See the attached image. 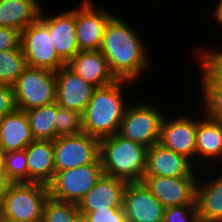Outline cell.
Returning a JSON list of instances; mask_svg holds the SVG:
<instances>
[{
  "instance_id": "1",
  "label": "cell",
  "mask_w": 222,
  "mask_h": 222,
  "mask_svg": "<svg viewBox=\"0 0 222 222\" xmlns=\"http://www.w3.org/2000/svg\"><path fill=\"white\" fill-rule=\"evenodd\" d=\"M137 33L115 15L106 25L100 52L117 79L135 81L150 64L147 47Z\"/></svg>"
},
{
  "instance_id": "2",
  "label": "cell",
  "mask_w": 222,
  "mask_h": 222,
  "mask_svg": "<svg viewBox=\"0 0 222 222\" xmlns=\"http://www.w3.org/2000/svg\"><path fill=\"white\" fill-rule=\"evenodd\" d=\"M127 82L131 81L118 79L110 85L95 89L90 102L81 114L83 133L100 140L119 132L127 109L123 99L122 84Z\"/></svg>"
},
{
  "instance_id": "3",
  "label": "cell",
  "mask_w": 222,
  "mask_h": 222,
  "mask_svg": "<svg viewBox=\"0 0 222 222\" xmlns=\"http://www.w3.org/2000/svg\"><path fill=\"white\" fill-rule=\"evenodd\" d=\"M147 147L118 133L100 139L99 158L104 175L140 182L146 171Z\"/></svg>"
},
{
  "instance_id": "4",
  "label": "cell",
  "mask_w": 222,
  "mask_h": 222,
  "mask_svg": "<svg viewBox=\"0 0 222 222\" xmlns=\"http://www.w3.org/2000/svg\"><path fill=\"white\" fill-rule=\"evenodd\" d=\"M48 197L49 188L44 183H12L0 206V214L17 222H42Z\"/></svg>"
},
{
  "instance_id": "5",
  "label": "cell",
  "mask_w": 222,
  "mask_h": 222,
  "mask_svg": "<svg viewBox=\"0 0 222 222\" xmlns=\"http://www.w3.org/2000/svg\"><path fill=\"white\" fill-rule=\"evenodd\" d=\"M17 109L28 111L56 102V72L28 66L12 85Z\"/></svg>"
},
{
  "instance_id": "6",
  "label": "cell",
  "mask_w": 222,
  "mask_h": 222,
  "mask_svg": "<svg viewBox=\"0 0 222 222\" xmlns=\"http://www.w3.org/2000/svg\"><path fill=\"white\" fill-rule=\"evenodd\" d=\"M104 174L100 158L92 164L55 171L48 184L49 196L58 201L79 204Z\"/></svg>"
},
{
  "instance_id": "7",
  "label": "cell",
  "mask_w": 222,
  "mask_h": 222,
  "mask_svg": "<svg viewBox=\"0 0 222 222\" xmlns=\"http://www.w3.org/2000/svg\"><path fill=\"white\" fill-rule=\"evenodd\" d=\"M164 117L161 110L147 103L129 106L121 121L118 134L149 148L160 141Z\"/></svg>"
},
{
  "instance_id": "8",
  "label": "cell",
  "mask_w": 222,
  "mask_h": 222,
  "mask_svg": "<svg viewBox=\"0 0 222 222\" xmlns=\"http://www.w3.org/2000/svg\"><path fill=\"white\" fill-rule=\"evenodd\" d=\"M20 46L30 67L57 72L66 66L53 46L49 29L39 19L21 31Z\"/></svg>"
},
{
  "instance_id": "9",
  "label": "cell",
  "mask_w": 222,
  "mask_h": 222,
  "mask_svg": "<svg viewBox=\"0 0 222 222\" xmlns=\"http://www.w3.org/2000/svg\"><path fill=\"white\" fill-rule=\"evenodd\" d=\"M55 171H65L95 163L99 159L100 140L86 133L60 136L53 140Z\"/></svg>"
},
{
  "instance_id": "10",
  "label": "cell",
  "mask_w": 222,
  "mask_h": 222,
  "mask_svg": "<svg viewBox=\"0 0 222 222\" xmlns=\"http://www.w3.org/2000/svg\"><path fill=\"white\" fill-rule=\"evenodd\" d=\"M196 173L186 177L144 176L142 182L165 207L196 204Z\"/></svg>"
},
{
  "instance_id": "11",
  "label": "cell",
  "mask_w": 222,
  "mask_h": 222,
  "mask_svg": "<svg viewBox=\"0 0 222 222\" xmlns=\"http://www.w3.org/2000/svg\"><path fill=\"white\" fill-rule=\"evenodd\" d=\"M91 2L84 0L76 8V39L80 51L100 50L106 25L114 16L95 9Z\"/></svg>"
},
{
  "instance_id": "12",
  "label": "cell",
  "mask_w": 222,
  "mask_h": 222,
  "mask_svg": "<svg viewBox=\"0 0 222 222\" xmlns=\"http://www.w3.org/2000/svg\"><path fill=\"white\" fill-rule=\"evenodd\" d=\"M123 207L127 222H163L165 207L140 182H128Z\"/></svg>"
},
{
  "instance_id": "13",
  "label": "cell",
  "mask_w": 222,
  "mask_h": 222,
  "mask_svg": "<svg viewBox=\"0 0 222 222\" xmlns=\"http://www.w3.org/2000/svg\"><path fill=\"white\" fill-rule=\"evenodd\" d=\"M39 20L49 29L53 46L67 64L80 50L76 39V7L59 15H44Z\"/></svg>"
},
{
  "instance_id": "14",
  "label": "cell",
  "mask_w": 222,
  "mask_h": 222,
  "mask_svg": "<svg viewBox=\"0 0 222 222\" xmlns=\"http://www.w3.org/2000/svg\"><path fill=\"white\" fill-rule=\"evenodd\" d=\"M56 81L57 105L82 114L90 102L96 87L83 80L67 66L61 67L56 72Z\"/></svg>"
},
{
  "instance_id": "15",
  "label": "cell",
  "mask_w": 222,
  "mask_h": 222,
  "mask_svg": "<svg viewBox=\"0 0 222 222\" xmlns=\"http://www.w3.org/2000/svg\"><path fill=\"white\" fill-rule=\"evenodd\" d=\"M196 130L197 120L188 116H179L174 120L164 117L159 143L192 162L196 155Z\"/></svg>"
},
{
  "instance_id": "16",
  "label": "cell",
  "mask_w": 222,
  "mask_h": 222,
  "mask_svg": "<svg viewBox=\"0 0 222 222\" xmlns=\"http://www.w3.org/2000/svg\"><path fill=\"white\" fill-rule=\"evenodd\" d=\"M192 164L187 157L156 143L147 149L144 176L186 177L194 171Z\"/></svg>"
},
{
  "instance_id": "17",
  "label": "cell",
  "mask_w": 222,
  "mask_h": 222,
  "mask_svg": "<svg viewBox=\"0 0 222 222\" xmlns=\"http://www.w3.org/2000/svg\"><path fill=\"white\" fill-rule=\"evenodd\" d=\"M126 181L102 175L95 186L79 202L78 207L84 216L87 212L123 207Z\"/></svg>"
},
{
  "instance_id": "18",
  "label": "cell",
  "mask_w": 222,
  "mask_h": 222,
  "mask_svg": "<svg viewBox=\"0 0 222 222\" xmlns=\"http://www.w3.org/2000/svg\"><path fill=\"white\" fill-rule=\"evenodd\" d=\"M66 66L96 88L118 80L100 50L79 51Z\"/></svg>"
},
{
  "instance_id": "19",
  "label": "cell",
  "mask_w": 222,
  "mask_h": 222,
  "mask_svg": "<svg viewBox=\"0 0 222 222\" xmlns=\"http://www.w3.org/2000/svg\"><path fill=\"white\" fill-rule=\"evenodd\" d=\"M28 182L48 185L55 175L54 146L50 140H33L26 148Z\"/></svg>"
},
{
  "instance_id": "20",
  "label": "cell",
  "mask_w": 222,
  "mask_h": 222,
  "mask_svg": "<svg viewBox=\"0 0 222 222\" xmlns=\"http://www.w3.org/2000/svg\"><path fill=\"white\" fill-rule=\"evenodd\" d=\"M33 140L25 111L16 109L0 117V148L5 153L23 150Z\"/></svg>"
},
{
  "instance_id": "21",
  "label": "cell",
  "mask_w": 222,
  "mask_h": 222,
  "mask_svg": "<svg viewBox=\"0 0 222 222\" xmlns=\"http://www.w3.org/2000/svg\"><path fill=\"white\" fill-rule=\"evenodd\" d=\"M41 10L38 0H0V27L21 32L39 19Z\"/></svg>"
},
{
  "instance_id": "22",
  "label": "cell",
  "mask_w": 222,
  "mask_h": 222,
  "mask_svg": "<svg viewBox=\"0 0 222 222\" xmlns=\"http://www.w3.org/2000/svg\"><path fill=\"white\" fill-rule=\"evenodd\" d=\"M209 182L196 184V207L200 222H222V173Z\"/></svg>"
},
{
  "instance_id": "23",
  "label": "cell",
  "mask_w": 222,
  "mask_h": 222,
  "mask_svg": "<svg viewBox=\"0 0 222 222\" xmlns=\"http://www.w3.org/2000/svg\"><path fill=\"white\" fill-rule=\"evenodd\" d=\"M205 117L197 121L196 155L203 159L222 157V122Z\"/></svg>"
},
{
  "instance_id": "24",
  "label": "cell",
  "mask_w": 222,
  "mask_h": 222,
  "mask_svg": "<svg viewBox=\"0 0 222 222\" xmlns=\"http://www.w3.org/2000/svg\"><path fill=\"white\" fill-rule=\"evenodd\" d=\"M34 140L56 139V123H58L57 103L37 107L25 111Z\"/></svg>"
},
{
  "instance_id": "25",
  "label": "cell",
  "mask_w": 222,
  "mask_h": 222,
  "mask_svg": "<svg viewBox=\"0 0 222 222\" xmlns=\"http://www.w3.org/2000/svg\"><path fill=\"white\" fill-rule=\"evenodd\" d=\"M202 93L207 116L222 122V82L216 81L202 66Z\"/></svg>"
},
{
  "instance_id": "26",
  "label": "cell",
  "mask_w": 222,
  "mask_h": 222,
  "mask_svg": "<svg viewBox=\"0 0 222 222\" xmlns=\"http://www.w3.org/2000/svg\"><path fill=\"white\" fill-rule=\"evenodd\" d=\"M27 67L21 47L0 51V83L12 86Z\"/></svg>"
},
{
  "instance_id": "27",
  "label": "cell",
  "mask_w": 222,
  "mask_h": 222,
  "mask_svg": "<svg viewBox=\"0 0 222 222\" xmlns=\"http://www.w3.org/2000/svg\"><path fill=\"white\" fill-rule=\"evenodd\" d=\"M81 216L78 204L58 201L49 196L43 208L42 222H79Z\"/></svg>"
},
{
  "instance_id": "28",
  "label": "cell",
  "mask_w": 222,
  "mask_h": 222,
  "mask_svg": "<svg viewBox=\"0 0 222 222\" xmlns=\"http://www.w3.org/2000/svg\"><path fill=\"white\" fill-rule=\"evenodd\" d=\"M5 173L13 183L28 182L26 150L6 152Z\"/></svg>"
},
{
  "instance_id": "29",
  "label": "cell",
  "mask_w": 222,
  "mask_h": 222,
  "mask_svg": "<svg viewBox=\"0 0 222 222\" xmlns=\"http://www.w3.org/2000/svg\"><path fill=\"white\" fill-rule=\"evenodd\" d=\"M58 123H56V138L76 135L83 132L81 114L75 110L61 108L57 105Z\"/></svg>"
},
{
  "instance_id": "30",
  "label": "cell",
  "mask_w": 222,
  "mask_h": 222,
  "mask_svg": "<svg viewBox=\"0 0 222 222\" xmlns=\"http://www.w3.org/2000/svg\"><path fill=\"white\" fill-rule=\"evenodd\" d=\"M163 222H200L196 204L166 208Z\"/></svg>"
},
{
  "instance_id": "31",
  "label": "cell",
  "mask_w": 222,
  "mask_h": 222,
  "mask_svg": "<svg viewBox=\"0 0 222 222\" xmlns=\"http://www.w3.org/2000/svg\"><path fill=\"white\" fill-rule=\"evenodd\" d=\"M199 57L200 64L216 81L222 82V52L206 50Z\"/></svg>"
},
{
  "instance_id": "32",
  "label": "cell",
  "mask_w": 222,
  "mask_h": 222,
  "mask_svg": "<svg viewBox=\"0 0 222 222\" xmlns=\"http://www.w3.org/2000/svg\"><path fill=\"white\" fill-rule=\"evenodd\" d=\"M84 217L89 222H127L124 207H109L87 212Z\"/></svg>"
},
{
  "instance_id": "33",
  "label": "cell",
  "mask_w": 222,
  "mask_h": 222,
  "mask_svg": "<svg viewBox=\"0 0 222 222\" xmlns=\"http://www.w3.org/2000/svg\"><path fill=\"white\" fill-rule=\"evenodd\" d=\"M17 109L15 94L11 85L0 83V117Z\"/></svg>"
},
{
  "instance_id": "34",
  "label": "cell",
  "mask_w": 222,
  "mask_h": 222,
  "mask_svg": "<svg viewBox=\"0 0 222 222\" xmlns=\"http://www.w3.org/2000/svg\"><path fill=\"white\" fill-rule=\"evenodd\" d=\"M21 32L14 28L0 27V51L20 48Z\"/></svg>"
},
{
  "instance_id": "35",
  "label": "cell",
  "mask_w": 222,
  "mask_h": 222,
  "mask_svg": "<svg viewBox=\"0 0 222 222\" xmlns=\"http://www.w3.org/2000/svg\"><path fill=\"white\" fill-rule=\"evenodd\" d=\"M12 183L5 172H0V206Z\"/></svg>"
},
{
  "instance_id": "36",
  "label": "cell",
  "mask_w": 222,
  "mask_h": 222,
  "mask_svg": "<svg viewBox=\"0 0 222 222\" xmlns=\"http://www.w3.org/2000/svg\"><path fill=\"white\" fill-rule=\"evenodd\" d=\"M213 14L215 15L213 17H215L216 21L222 26V0L217 4V8Z\"/></svg>"
},
{
  "instance_id": "37",
  "label": "cell",
  "mask_w": 222,
  "mask_h": 222,
  "mask_svg": "<svg viewBox=\"0 0 222 222\" xmlns=\"http://www.w3.org/2000/svg\"><path fill=\"white\" fill-rule=\"evenodd\" d=\"M5 156L6 153L0 148V172H5Z\"/></svg>"
},
{
  "instance_id": "38",
  "label": "cell",
  "mask_w": 222,
  "mask_h": 222,
  "mask_svg": "<svg viewBox=\"0 0 222 222\" xmlns=\"http://www.w3.org/2000/svg\"><path fill=\"white\" fill-rule=\"evenodd\" d=\"M0 222H17V221H13V220L7 219V218L3 217V216L0 214Z\"/></svg>"
},
{
  "instance_id": "39",
  "label": "cell",
  "mask_w": 222,
  "mask_h": 222,
  "mask_svg": "<svg viewBox=\"0 0 222 222\" xmlns=\"http://www.w3.org/2000/svg\"><path fill=\"white\" fill-rule=\"evenodd\" d=\"M79 222H89V221L82 215Z\"/></svg>"
}]
</instances>
